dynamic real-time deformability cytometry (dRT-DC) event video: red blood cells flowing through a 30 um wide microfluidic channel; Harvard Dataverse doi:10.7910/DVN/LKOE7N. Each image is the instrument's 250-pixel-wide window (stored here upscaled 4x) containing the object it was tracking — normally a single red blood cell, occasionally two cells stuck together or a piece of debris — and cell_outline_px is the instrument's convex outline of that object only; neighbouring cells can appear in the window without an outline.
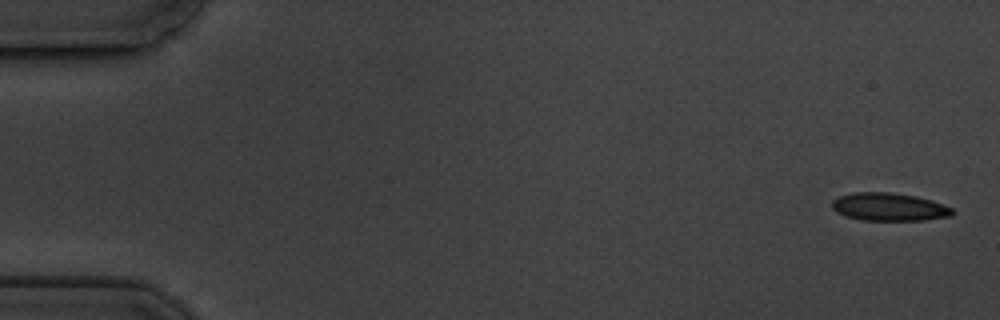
{"species": "common noctule bat (a hibernating species)", "species_latin": "Nyctalus noctula", "temperature_condition": "cold", "stored_images_in_passage": 7, "camera_frame_rate_fps": 3000, "um_per_image_px": 0.085, "animal": {"sex": "male", "body_mass_g": 19.5, "forearm_length_mm": 54.6}, "frame": {"image": 1, "passage_image": 1, "time_ms": 0.0, "image_size_px": [1000, 320], "cell_outline_px": [[956, 212], [952, 216], [924, 220], [860, 220], [844, 216], [836, 212], [832, 208], [832, 200], [840, 196], [856, 192], [892, 192], [916, 196], [932, 200], [952, 208]], "centroid_in_image_um": [75.58, 17.59], "position_along_channel_um": 9.4, "area_um2": 19.77}}
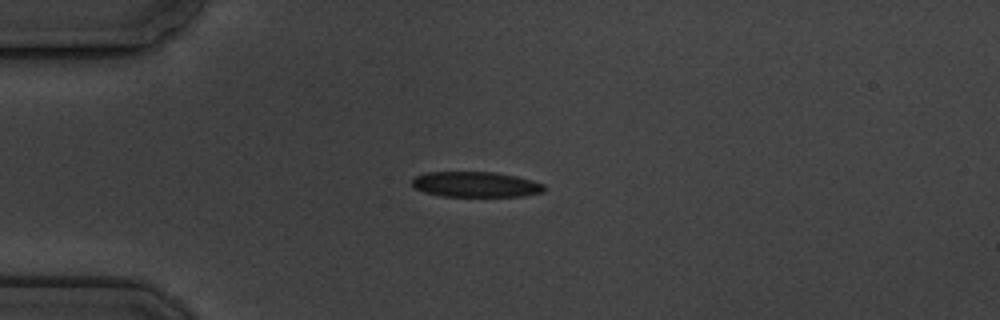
{"frame": {"image": 2, "passage_image": 4, "time_ms": 4.333, "image_size_px": [1000, 320], "cell_outline_px": [[544, 192], [524, 196], [440, 196], [424, 192], [416, 188], [412, 184], [412, 176], [428, 172], [496, 172], [516, 176], [532, 180], [544, 184]], "centroid_in_image_um": [40.43, 15.67], "position_along_channel_um": 44.6, "area_um2": 19.65}}
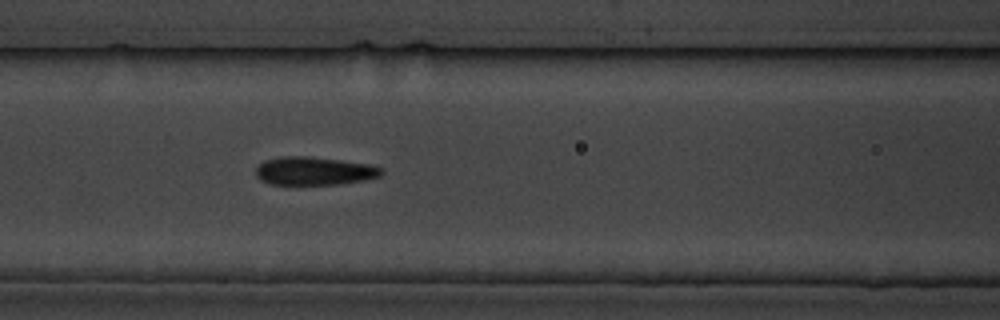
{"frame": {"image": 3, "passage_image": 7, "time_ms": 7.667, "image_size_px": [1000, 320], "cell_outline_px": [[384, 172], [380, 176], [364, 180], [340, 184], [268, 184], [260, 180], [256, 176], [256, 168], [264, 160], [280, 156], [308, 156], [340, 160], [368, 164], [384, 168]], "centroid_in_image_um": [26.7, 14.53], "position_along_channel_um": 139.9, "area_um2": 20.75}}